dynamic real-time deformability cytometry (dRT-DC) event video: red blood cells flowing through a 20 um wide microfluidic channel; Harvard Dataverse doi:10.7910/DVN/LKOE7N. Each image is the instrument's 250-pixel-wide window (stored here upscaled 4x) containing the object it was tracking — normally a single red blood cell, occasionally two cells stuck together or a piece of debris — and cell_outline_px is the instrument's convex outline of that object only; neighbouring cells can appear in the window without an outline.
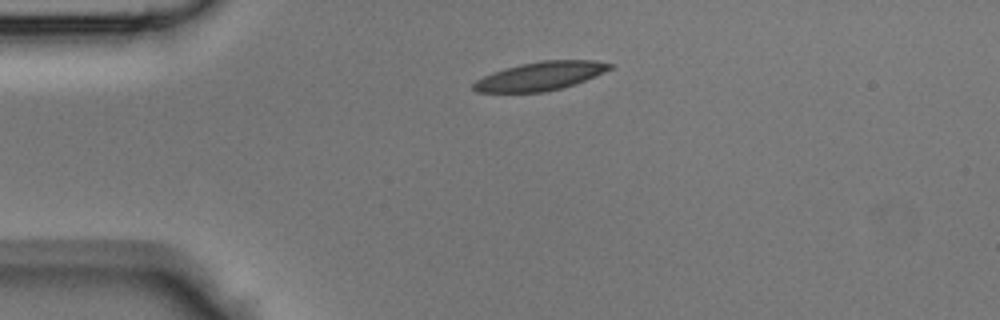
{"species": "Egyptian fruit bat (a non-hibernating species)", "species_latin": "Rousettus aegyptiacus", "temperature_condition": "room temperature", "stored_images_in_passage": 35, "camera_frame_rate_fps": 3000, "um_per_image_px": 0.085, "animal": {"sex": "male"}, "frame": {"image": 1, "passage_image": 1, "time_ms": 0.0, "image_size_px": [1000, 320], "cell_outline_px": [[612, 68], [604, 72], [576, 84], [544, 92], [476, 92], [472, 88], [472, 84], [476, 80], [492, 72], [504, 68], [520, 64], [540, 60], [596, 60], [612, 64]], "centroid_in_image_um": [45.91, 6.46], "position_along_channel_um": 39.1, "area_um2": 22.72}}
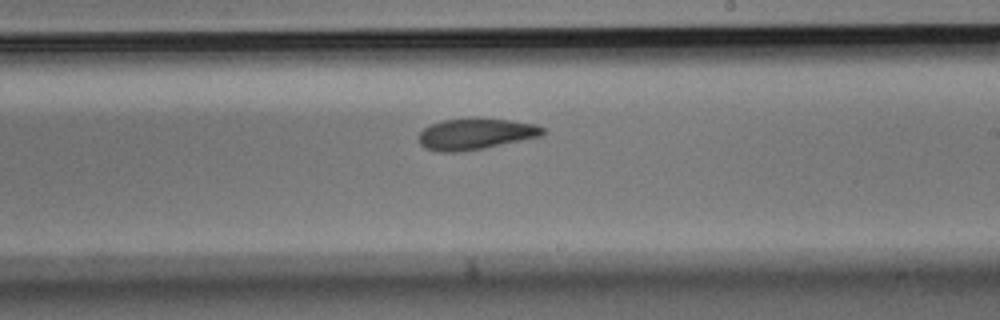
{"frame": {"image": 2, "passage_image": 17, "time_ms": 5.333, "image_size_px": [1000, 320], "cell_outline_px": [[544, 132], [540, 136], [484, 148], [460, 152], [440, 152], [424, 148], [420, 144], [420, 132], [424, 128], [432, 124], [444, 120], [472, 116], [480, 116], [512, 120], [536, 124], [544, 128]], "centroid_in_image_um": [40.42, 11.35], "position_along_channel_um": 248.6, "area_um2": 22.95}}
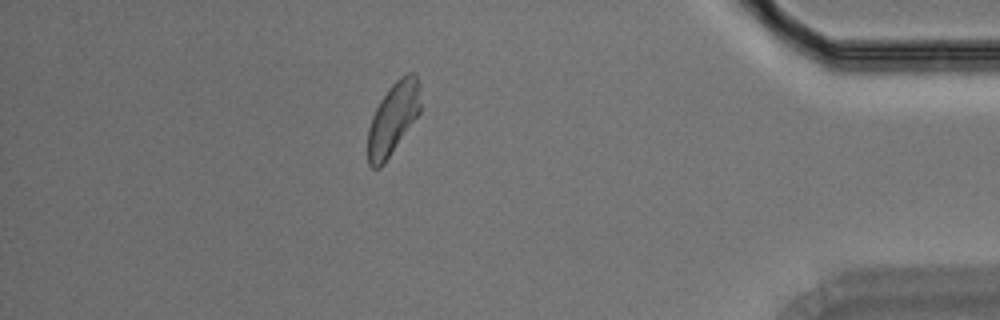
{"frame": {"image": 3, "passage_image": 30, "time_ms": 9.667, "image_size_px": [1000, 320], "cell_outline_px": [[420, 112], [384, 164], [380, 168], [372, 168], [368, 164], [368, 128], [372, 116], [380, 100], [388, 88], [400, 76], [408, 72], [416, 72], [420, 84]], "centroid_in_image_um": [33.42, 10.04], "position_along_channel_um": 401.8, "area_um2": 22.2}}